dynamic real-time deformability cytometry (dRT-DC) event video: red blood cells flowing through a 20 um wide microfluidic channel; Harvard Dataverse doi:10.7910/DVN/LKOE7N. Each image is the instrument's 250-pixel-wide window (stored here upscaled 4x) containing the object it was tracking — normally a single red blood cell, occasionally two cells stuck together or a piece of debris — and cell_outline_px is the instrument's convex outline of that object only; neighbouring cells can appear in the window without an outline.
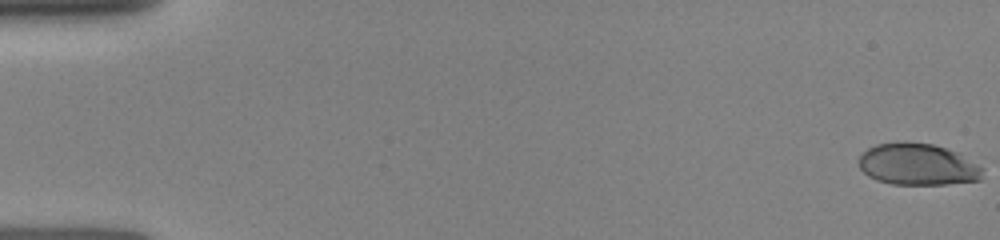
{"species": "human", "species_latin": "Homo sapiens", "temperature_condition": "room temperature", "stored_images_in_passage": 35, "camera_frame_rate_fps": 3000, "um_per_image_px": 0.085, "donor": {"sex": "female"}, "frame": {"image": 1, "passage_image": 1, "time_ms": 0.0, "image_size_px": [1000, 240], "cell_outline_px": [[984, 168], [980, 180], [948, 184], [892, 184], [876, 180], [868, 176], [860, 168], [860, 156], [868, 148], [876, 144], [932, 144], [960, 152]], "centroid_in_image_um": [78.07, 14.0], "position_along_channel_um": 6.9, "area_um2": 29.65}}
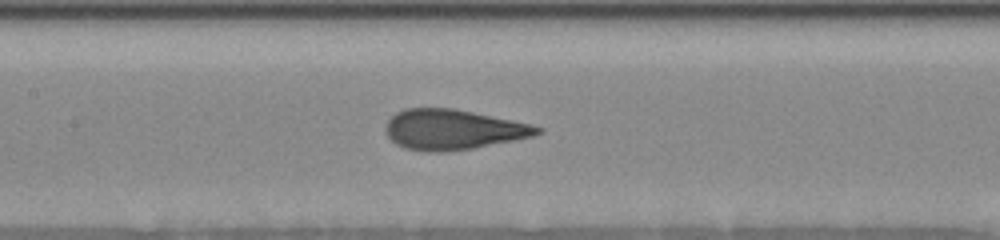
{"frame": {"image": 2, "passage_image": 18, "time_ms": 7.667, "image_size_px": [1000, 240], "cell_outline_px": [[544, 132], [532, 136], [472, 148], [444, 152], [428, 152], [404, 148], [396, 144], [384, 132], [384, 124], [396, 112], [404, 108], [452, 108], [472, 112], [528, 124], [544, 128]], "centroid_in_image_um": [38.42, 11.01], "position_along_channel_um": 169.0, "area_um2": 35.26}}
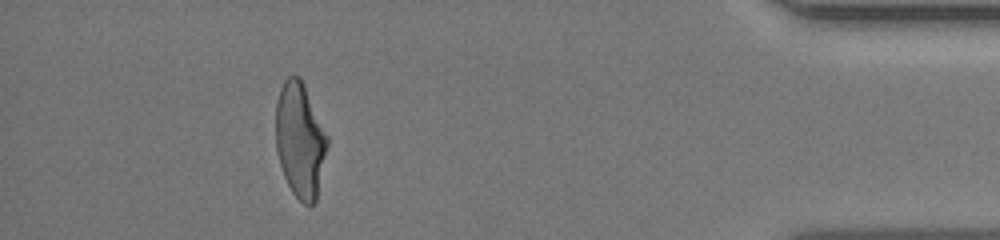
{"frame": {"image": 3, "passage_image": 33, "time_ms": 14.667, "image_size_px": [1000, 240], "cell_outline_px": [[328, 144], [316, 200], [312, 204], [304, 204], [292, 192], [284, 176], [276, 152], [276, 100], [280, 88], [284, 80], [288, 76], [300, 76], [304, 84], [328, 136]], "centroid_in_image_um": [25.49, 11.88], "position_along_channel_um": 409.7, "area_um2": 34.45}}